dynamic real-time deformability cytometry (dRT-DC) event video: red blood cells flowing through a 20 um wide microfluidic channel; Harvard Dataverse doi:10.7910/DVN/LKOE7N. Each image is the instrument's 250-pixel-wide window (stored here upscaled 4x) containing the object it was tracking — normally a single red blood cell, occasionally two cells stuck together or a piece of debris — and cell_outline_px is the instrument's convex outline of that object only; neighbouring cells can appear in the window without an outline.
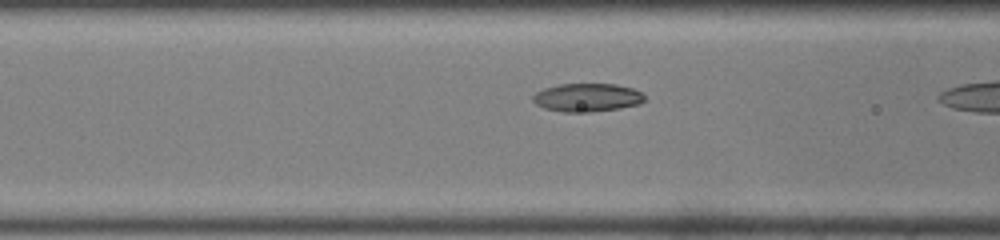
{"species": "common noctule bat (a hibernating species)", "species_latin": "Nyctalus noctula", "temperature_condition": "room temperature", "stored_images_in_passage": 11, "camera_frame_rate_fps": 3000, "um_per_image_px": 0.085, "animal": {"sex": "male", "body_mass_g": 19.0, "forearm_length_mm": 50.8}, "frame": {"image": 1, "passage_image": 10, "time_ms": 3.0, "image_size_px": [1000, 240], "cell_outline_px": [[644, 100], [640, 104], [620, 108], [588, 112], [564, 112], [544, 108], [536, 104], [532, 100], [532, 96], [536, 92], [544, 88], [560, 84], [616, 84], [632, 88], [640, 92], [644, 96]], "centroid_in_image_um": [49.89, 8.29], "position_along_channel_um": 116.7, "area_um2": 18.38}}